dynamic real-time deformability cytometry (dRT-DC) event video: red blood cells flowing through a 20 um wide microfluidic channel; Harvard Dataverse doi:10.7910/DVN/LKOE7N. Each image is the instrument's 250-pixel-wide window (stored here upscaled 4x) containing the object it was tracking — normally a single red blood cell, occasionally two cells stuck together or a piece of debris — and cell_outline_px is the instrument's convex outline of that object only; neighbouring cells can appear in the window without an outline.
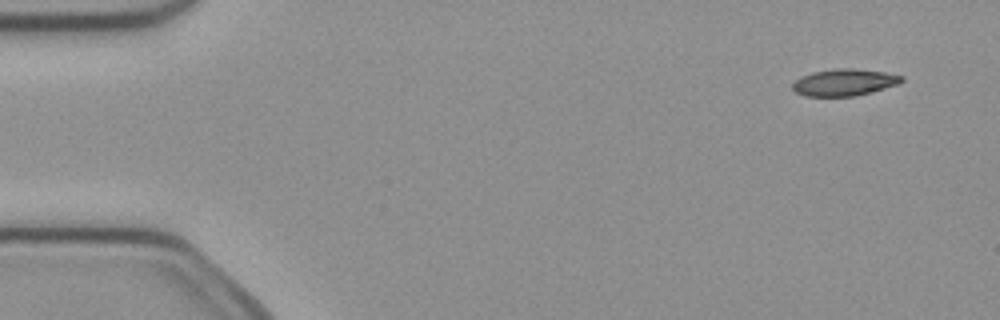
{"species": "common noctule bat (a hibernating species)", "species_latin": "Nyctalus noctula", "temperature_condition": "cold", "stored_images_in_passage": 3, "camera_frame_rate_fps": 3000, "um_per_image_px": 0.085, "animal": {"sex": "female", "body_mass_g": 21.9}, "frame": {"image": 1, "passage_image": 1, "time_ms": 0.0, "image_size_px": [1000, 320], "cell_outline_px": [[904, 80], [900, 84], [872, 92], [852, 96], [804, 96], [796, 92], [792, 88], [792, 84], [800, 76], [812, 72], [836, 68], [852, 68], [884, 72], [904, 76]], "centroid_in_image_um": [71.78, 7.0], "position_along_channel_um": 13.2, "area_um2": 17.17}}